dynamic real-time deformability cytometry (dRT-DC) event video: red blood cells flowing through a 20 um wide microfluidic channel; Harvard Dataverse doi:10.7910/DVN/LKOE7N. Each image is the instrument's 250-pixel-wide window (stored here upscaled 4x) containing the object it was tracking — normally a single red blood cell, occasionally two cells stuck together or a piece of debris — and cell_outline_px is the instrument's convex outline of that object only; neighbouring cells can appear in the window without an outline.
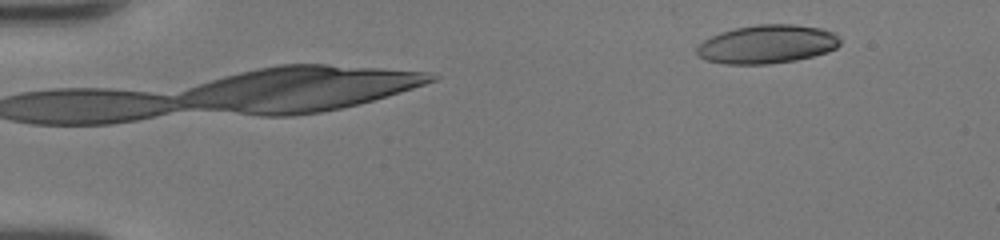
{"species": "human", "species_latin": "Homo sapiens", "temperature_condition": "room temperature", "stored_images_in_passage": 8, "camera_frame_rate_fps": 3000, "um_per_image_px": 0.085, "donor": {"sex": "female"}, "frame": {"image": 1, "passage_image": 8, "time_ms": 2.333, "image_size_px": [1000, 240], "cell_outline_px": [[840, 44], [836, 48], [828, 52], [796, 60], [768, 64], [724, 64], [708, 60], [700, 56], [696, 52], [696, 48], [704, 40], [712, 36], [736, 28], [756, 24], [792, 24], [820, 28], [832, 32], [840, 40]], "centroid_in_image_um": [65.22, 3.76], "position_along_channel_um": 19.8, "area_um2": 31.91}}